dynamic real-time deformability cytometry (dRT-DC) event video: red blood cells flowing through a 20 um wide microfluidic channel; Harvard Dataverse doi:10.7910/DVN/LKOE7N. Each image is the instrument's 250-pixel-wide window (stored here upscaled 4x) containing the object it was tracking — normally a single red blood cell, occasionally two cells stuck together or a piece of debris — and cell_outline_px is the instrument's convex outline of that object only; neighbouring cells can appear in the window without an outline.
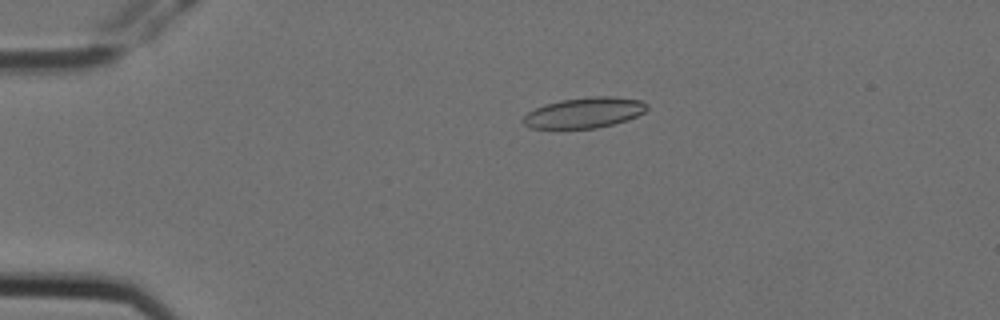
{"species": "Egyptian fruit bat (a non-hibernating species)", "species_latin": "Rousettus aegyptiacus", "temperature_condition": "cold", "stored_images_in_passage": 4, "camera_frame_rate_fps": 3000, "um_per_image_px": 0.085, "animal": {"sex": "female"}, "frame": {"image": 1, "passage_image": 3, "time_ms": 0.667, "image_size_px": [1000, 320], "cell_outline_px": [[648, 108], [644, 112], [628, 120], [596, 128], [532, 128], [524, 124], [524, 116], [528, 112], [544, 104], [560, 100], [588, 96], [612, 96], [640, 100], [648, 104]], "centroid_in_image_um": [49.7, 9.56], "position_along_channel_um": 35.3, "area_um2": 21.96}}